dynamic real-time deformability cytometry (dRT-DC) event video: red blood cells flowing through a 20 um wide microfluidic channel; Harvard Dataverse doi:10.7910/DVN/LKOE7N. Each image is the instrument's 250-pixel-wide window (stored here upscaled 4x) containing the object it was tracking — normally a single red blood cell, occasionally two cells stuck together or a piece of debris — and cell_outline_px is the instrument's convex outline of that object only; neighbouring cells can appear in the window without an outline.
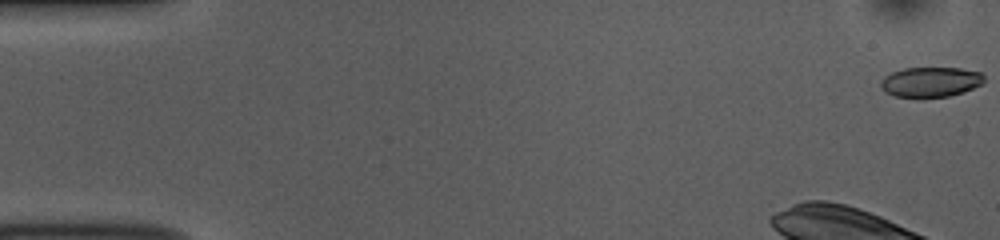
{"species": "common noctule bat (a hibernating species)", "species_latin": "Nyctalus noctula", "temperature_condition": "room temperature", "stored_images_in_passage": 45, "camera_frame_rate_fps": 3000, "um_per_image_px": 0.085, "animal": {"sex": "female", "body_mass_g": 10.0, "forearm_length_mm": 53.1}, "frame": {"image": 1, "passage_image": 1, "time_ms": 0.0, "image_size_px": [1000, 240], "cell_outline_px": [[984, 80], [980, 84], [964, 92], [948, 96], [924, 100], [896, 96], [884, 92], [880, 88], [880, 80], [884, 76], [892, 72], [904, 68], [960, 68], [980, 72], [984, 76]], "centroid_in_image_um": [79.04, 7.0], "position_along_channel_um": 6.0, "area_um2": 18.61}, "authors_computed_cell_mechanics": {"area_um2": 19.1896, "velocity_mm_per_s": 3.7756, "shape_relaxation_time_tau1_ms": 4.8705, "shape_relaxation_time_tau2_ms": 7.3686, "deformation_change_tau1": 0.1217, "deformation_change_tau2": 0.1447}}